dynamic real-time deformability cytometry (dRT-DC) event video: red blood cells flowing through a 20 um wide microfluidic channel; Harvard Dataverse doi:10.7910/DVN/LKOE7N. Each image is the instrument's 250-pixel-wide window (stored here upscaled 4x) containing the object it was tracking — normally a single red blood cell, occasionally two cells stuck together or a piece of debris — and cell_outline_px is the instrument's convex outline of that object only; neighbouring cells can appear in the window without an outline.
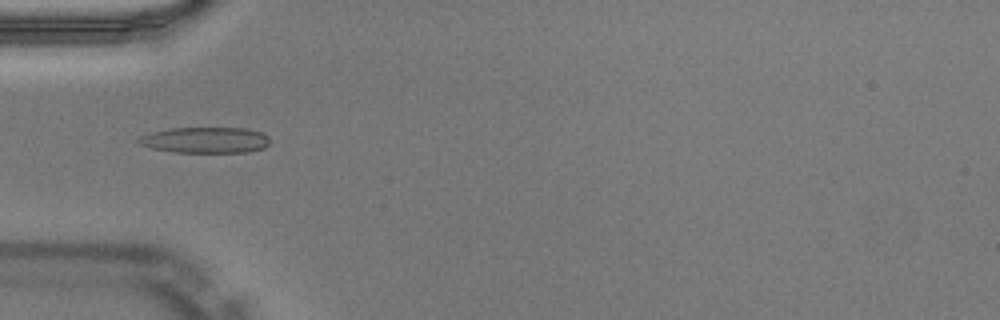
{"species": "Egyptian fruit bat (a non-hibernating species)", "species_latin": "Rousettus aegyptiacus", "temperature_condition": "warm", "stored_images_in_passage": 42, "camera_frame_rate_fps": 3000, "um_per_image_px": 0.085, "animal": {"sex": "male"}, "frame": {"image": 1, "passage_image": 8, "time_ms": 2.333, "image_size_px": [1000, 320], "cell_outline_px": [[268, 144], [264, 148], [248, 152], [172, 152], [152, 148], [140, 144], [136, 140], [140, 136], [152, 132], [172, 128], [244, 128], [260, 132], [268, 136]], "centroid_in_image_um": [17.44, 11.91], "position_along_channel_um": 67.6, "area_um2": 19.71}}
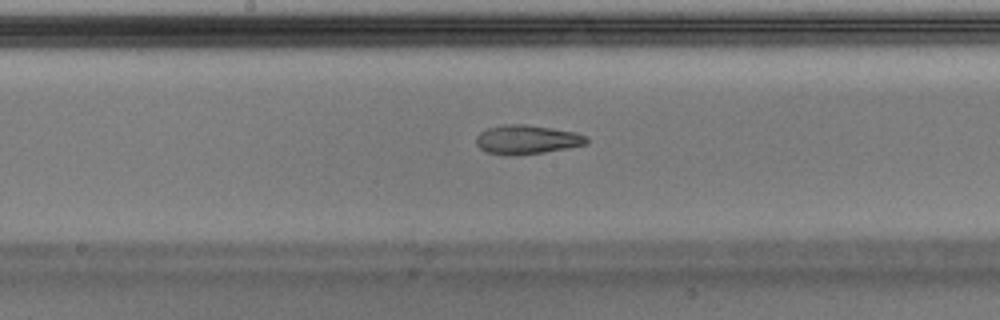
{"frame": {"image": 2, "passage_image": 18, "time_ms": 5.667, "image_size_px": [1000, 320], "cell_outline_px": [[588, 144], [568, 148], [544, 152], [516, 156], [504, 156], [484, 152], [476, 144], [476, 136], [480, 132], [488, 128], [504, 124], [524, 124], [552, 128], [576, 132], [588, 136]], "centroid_in_image_um": [44.77, 11.88], "position_along_channel_um": 203.4, "area_um2": 19.07}}
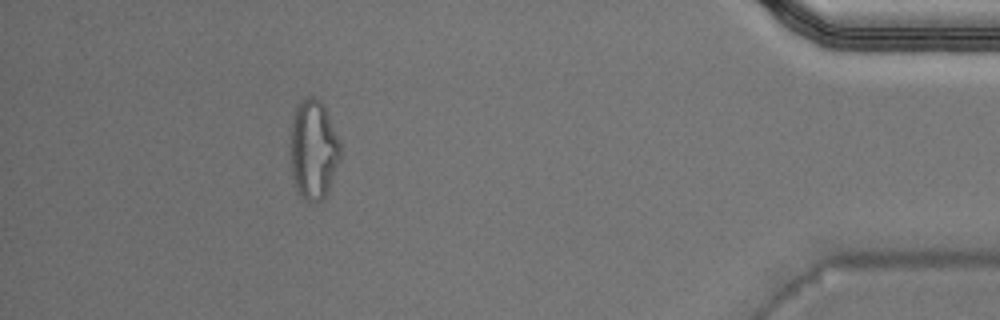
{"frame": {"image": 3, "passage_image": 37, "time_ms": 12.0, "image_size_px": [1000, 320], "cell_outline_px": [[340, 160], [324, 200], [316, 204], [312, 204], [300, 196], [296, 188], [292, 176], [288, 152], [292, 116], [300, 100], [308, 96], [312, 96], [320, 100], [324, 104], [340, 144]], "centroid_in_image_um": [26.6, 12.74], "position_along_channel_um": 408.6, "area_um2": 29.77}, "authors_computed_cell_mechanics": {"area_um2": 18.9006, "velocity_mm_per_s": 4.0495, "shape_relaxation_time_tau1_ms": null, "shape_relaxation_time_tau2_ms": 2.6195, "deformation_change_tau1": null, "deformation_change_tau2": 0.1128}}